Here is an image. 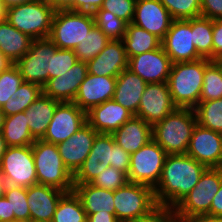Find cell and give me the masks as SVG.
<instances>
[{
  "mask_svg": "<svg viewBox=\"0 0 222 222\" xmlns=\"http://www.w3.org/2000/svg\"><path fill=\"white\" fill-rule=\"evenodd\" d=\"M38 184L72 192L73 175L65 167L56 144L35 140L32 144Z\"/></svg>",
  "mask_w": 222,
  "mask_h": 222,
  "instance_id": "277c9868",
  "label": "cell"
},
{
  "mask_svg": "<svg viewBox=\"0 0 222 222\" xmlns=\"http://www.w3.org/2000/svg\"><path fill=\"white\" fill-rule=\"evenodd\" d=\"M9 65H10L9 61L0 52V73Z\"/></svg>",
  "mask_w": 222,
  "mask_h": 222,
  "instance_id": "91938a15",
  "label": "cell"
},
{
  "mask_svg": "<svg viewBox=\"0 0 222 222\" xmlns=\"http://www.w3.org/2000/svg\"><path fill=\"white\" fill-rule=\"evenodd\" d=\"M191 31L198 54L213 60V20L203 16L192 18Z\"/></svg>",
  "mask_w": 222,
  "mask_h": 222,
  "instance_id": "d6a6232c",
  "label": "cell"
},
{
  "mask_svg": "<svg viewBox=\"0 0 222 222\" xmlns=\"http://www.w3.org/2000/svg\"><path fill=\"white\" fill-rule=\"evenodd\" d=\"M55 10L44 0H32L6 9V21L33 40L49 38Z\"/></svg>",
  "mask_w": 222,
  "mask_h": 222,
  "instance_id": "5b68a950",
  "label": "cell"
},
{
  "mask_svg": "<svg viewBox=\"0 0 222 222\" xmlns=\"http://www.w3.org/2000/svg\"><path fill=\"white\" fill-rule=\"evenodd\" d=\"M208 215L222 217V183L212 200L210 212Z\"/></svg>",
  "mask_w": 222,
  "mask_h": 222,
  "instance_id": "816d5d0a",
  "label": "cell"
},
{
  "mask_svg": "<svg viewBox=\"0 0 222 222\" xmlns=\"http://www.w3.org/2000/svg\"><path fill=\"white\" fill-rule=\"evenodd\" d=\"M104 0H74L73 6L69 11L93 14L100 9Z\"/></svg>",
  "mask_w": 222,
  "mask_h": 222,
  "instance_id": "c3c4849f",
  "label": "cell"
},
{
  "mask_svg": "<svg viewBox=\"0 0 222 222\" xmlns=\"http://www.w3.org/2000/svg\"><path fill=\"white\" fill-rule=\"evenodd\" d=\"M174 20L201 16V0H160Z\"/></svg>",
  "mask_w": 222,
  "mask_h": 222,
  "instance_id": "ab89813d",
  "label": "cell"
},
{
  "mask_svg": "<svg viewBox=\"0 0 222 222\" xmlns=\"http://www.w3.org/2000/svg\"><path fill=\"white\" fill-rule=\"evenodd\" d=\"M6 199L11 207V214H15V220L30 222V210L27 204V188L10 186L5 189Z\"/></svg>",
  "mask_w": 222,
  "mask_h": 222,
  "instance_id": "f35d334b",
  "label": "cell"
},
{
  "mask_svg": "<svg viewBox=\"0 0 222 222\" xmlns=\"http://www.w3.org/2000/svg\"><path fill=\"white\" fill-rule=\"evenodd\" d=\"M7 147L8 146L6 145V141L4 137L2 136V133L0 132V162L6 152Z\"/></svg>",
  "mask_w": 222,
  "mask_h": 222,
  "instance_id": "6f0895ef",
  "label": "cell"
},
{
  "mask_svg": "<svg viewBox=\"0 0 222 222\" xmlns=\"http://www.w3.org/2000/svg\"><path fill=\"white\" fill-rule=\"evenodd\" d=\"M4 118H5V115H4L3 111L0 109V132L2 131V127L4 124Z\"/></svg>",
  "mask_w": 222,
  "mask_h": 222,
  "instance_id": "6125c7cd",
  "label": "cell"
},
{
  "mask_svg": "<svg viewBox=\"0 0 222 222\" xmlns=\"http://www.w3.org/2000/svg\"><path fill=\"white\" fill-rule=\"evenodd\" d=\"M130 157L131 155L127 151H125L117 143H115L113 162L110 163V166L128 175L130 168Z\"/></svg>",
  "mask_w": 222,
  "mask_h": 222,
  "instance_id": "bcb514c9",
  "label": "cell"
},
{
  "mask_svg": "<svg viewBox=\"0 0 222 222\" xmlns=\"http://www.w3.org/2000/svg\"><path fill=\"white\" fill-rule=\"evenodd\" d=\"M115 87L116 77L97 76L87 73L73 102L80 109L88 112L92 107L111 100Z\"/></svg>",
  "mask_w": 222,
  "mask_h": 222,
  "instance_id": "ffe728a7",
  "label": "cell"
},
{
  "mask_svg": "<svg viewBox=\"0 0 222 222\" xmlns=\"http://www.w3.org/2000/svg\"><path fill=\"white\" fill-rule=\"evenodd\" d=\"M222 98V66L212 60L203 75V86L199 102Z\"/></svg>",
  "mask_w": 222,
  "mask_h": 222,
  "instance_id": "8d00e7d4",
  "label": "cell"
},
{
  "mask_svg": "<svg viewBox=\"0 0 222 222\" xmlns=\"http://www.w3.org/2000/svg\"><path fill=\"white\" fill-rule=\"evenodd\" d=\"M201 16L211 20L222 19V0H201Z\"/></svg>",
  "mask_w": 222,
  "mask_h": 222,
  "instance_id": "7dc6e473",
  "label": "cell"
},
{
  "mask_svg": "<svg viewBox=\"0 0 222 222\" xmlns=\"http://www.w3.org/2000/svg\"><path fill=\"white\" fill-rule=\"evenodd\" d=\"M212 60L173 63L167 84L177 108L194 109L199 103L205 67Z\"/></svg>",
  "mask_w": 222,
  "mask_h": 222,
  "instance_id": "7a4b0ae2",
  "label": "cell"
},
{
  "mask_svg": "<svg viewBox=\"0 0 222 222\" xmlns=\"http://www.w3.org/2000/svg\"><path fill=\"white\" fill-rule=\"evenodd\" d=\"M206 169L187 154H168L159 182L153 188L156 204L174 208L195 187Z\"/></svg>",
  "mask_w": 222,
  "mask_h": 222,
  "instance_id": "6da1fadb",
  "label": "cell"
},
{
  "mask_svg": "<svg viewBox=\"0 0 222 222\" xmlns=\"http://www.w3.org/2000/svg\"><path fill=\"white\" fill-rule=\"evenodd\" d=\"M55 11L69 10L73 6L74 0H44Z\"/></svg>",
  "mask_w": 222,
  "mask_h": 222,
  "instance_id": "db71d44e",
  "label": "cell"
},
{
  "mask_svg": "<svg viewBox=\"0 0 222 222\" xmlns=\"http://www.w3.org/2000/svg\"><path fill=\"white\" fill-rule=\"evenodd\" d=\"M110 42V39L96 25L74 49L78 61L88 62L96 57Z\"/></svg>",
  "mask_w": 222,
  "mask_h": 222,
  "instance_id": "d590c367",
  "label": "cell"
},
{
  "mask_svg": "<svg viewBox=\"0 0 222 222\" xmlns=\"http://www.w3.org/2000/svg\"><path fill=\"white\" fill-rule=\"evenodd\" d=\"M73 191L80 198L86 216L96 212L115 215L114 191L90 183L74 184Z\"/></svg>",
  "mask_w": 222,
  "mask_h": 222,
  "instance_id": "4316f807",
  "label": "cell"
},
{
  "mask_svg": "<svg viewBox=\"0 0 222 222\" xmlns=\"http://www.w3.org/2000/svg\"><path fill=\"white\" fill-rule=\"evenodd\" d=\"M95 25L110 40H122L125 36L127 23L109 11L98 9L93 13Z\"/></svg>",
  "mask_w": 222,
  "mask_h": 222,
  "instance_id": "74e56055",
  "label": "cell"
},
{
  "mask_svg": "<svg viewBox=\"0 0 222 222\" xmlns=\"http://www.w3.org/2000/svg\"><path fill=\"white\" fill-rule=\"evenodd\" d=\"M173 20L160 0H136L132 23L160 40L166 35Z\"/></svg>",
  "mask_w": 222,
  "mask_h": 222,
  "instance_id": "ac0fdd59",
  "label": "cell"
},
{
  "mask_svg": "<svg viewBox=\"0 0 222 222\" xmlns=\"http://www.w3.org/2000/svg\"><path fill=\"white\" fill-rule=\"evenodd\" d=\"M52 222H87L81 200L74 191L67 192L60 198Z\"/></svg>",
  "mask_w": 222,
  "mask_h": 222,
  "instance_id": "836d02e7",
  "label": "cell"
},
{
  "mask_svg": "<svg viewBox=\"0 0 222 222\" xmlns=\"http://www.w3.org/2000/svg\"><path fill=\"white\" fill-rule=\"evenodd\" d=\"M57 49L49 38L32 40L29 51L15 63L23 81L43 88L50 79L51 58Z\"/></svg>",
  "mask_w": 222,
  "mask_h": 222,
  "instance_id": "8fae6325",
  "label": "cell"
},
{
  "mask_svg": "<svg viewBox=\"0 0 222 222\" xmlns=\"http://www.w3.org/2000/svg\"><path fill=\"white\" fill-rule=\"evenodd\" d=\"M87 73V63L78 61L66 73L49 79L43 93L59 102H73Z\"/></svg>",
  "mask_w": 222,
  "mask_h": 222,
  "instance_id": "cb8c5ba5",
  "label": "cell"
},
{
  "mask_svg": "<svg viewBox=\"0 0 222 222\" xmlns=\"http://www.w3.org/2000/svg\"><path fill=\"white\" fill-rule=\"evenodd\" d=\"M10 222H27V221H24V220H12Z\"/></svg>",
  "mask_w": 222,
  "mask_h": 222,
  "instance_id": "e7e4bbea",
  "label": "cell"
},
{
  "mask_svg": "<svg viewBox=\"0 0 222 222\" xmlns=\"http://www.w3.org/2000/svg\"><path fill=\"white\" fill-rule=\"evenodd\" d=\"M32 40L6 20L0 22V52L10 64H15L29 51Z\"/></svg>",
  "mask_w": 222,
  "mask_h": 222,
  "instance_id": "f1b7e54d",
  "label": "cell"
},
{
  "mask_svg": "<svg viewBox=\"0 0 222 222\" xmlns=\"http://www.w3.org/2000/svg\"><path fill=\"white\" fill-rule=\"evenodd\" d=\"M112 135L115 142L130 155L153 139L152 126L135 115Z\"/></svg>",
  "mask_w": 222,
  "mask_h": 222,
  "instance_id": "484cf974",
  "label": "cell"
},
{
  "mask_svg": "<svg viewBox=\"0 0 222 222\" xmlns=\"http://www.w3.org/2000/svg\"><path fill=\"white\" fill-rule=\"evenodd\" d=\"M146 85L147 83L140 76L127 68L116 77L112 99L136 115Z\"/></svg>",
  "mask_w": 222,
  "mask_h": 222,
  "instance_id": "d4e9b609",
  "label": "cell"
},
{
  "mask_svg": "<svg viewBox=\"0 0 222 222\" xmlns=\"http://www.w3.org/2000/svg\"><path fill=\"white\" fill-rule=\"evenodd\" d=\"M115 139L112 134L98 133L91 151L78 171L73 175L74 184L90 183L113 162Z\"/></svg>",
  "mask_w": 222,
  "mask_h": 222,
  "instance_id": "5bb4252c",
  "label": "cell"
},
{
  "mask_svg": "<svg viewBox=\"0 0 222 222\" xmlns=\"http://www.w3.org/2000/svg\"><path fill=\"white\" fill-rule=\"evenodd\" d=\"M1 133L8 147L27 146L35 142L27 124L25 112L5 116Z\"/></svg>",
  "mask_w": 222,
  "mask_h": 222,
  "instance_id": "4dcf8cb0",
  "label": "cell"
},
{
  "mask_svg": "<svg viewBox=\"0 0 222 222\" xmlns=\"http://www.w3.org/2000/svg\"><path fill=\"white\" fill-rule=\"evenodd\" d=\"M176 108L167 82L150 83L146 85L135 116L154 126Z\"/></svg>",
  "mask_w": 222,
  "mask_h": 222,
  "instance_id": "9a60e30c",
  "label": "cell"
},
{
  "mask_svg": "<svg viewBox=\"0 0 222 222\" xmlns=\"http://www.w3.org/2000/svg\"><path fill=\"white\" fill-rule=\"evenodd\" d=\"M98 133L86 122L66 141L57 144L65 167L74 175L89 155Z\"/></svg>",
  "mask_w": 222,
  "mask_h": 222,
  "instance_id": "d6986e66",
  "label": "cell"
},
{
  "mask_svg": "<svg viewBox=\"0 0 222 222\" xmlns=\"http://www.w3.org/2000/svg\"><path fill=\"white\" fill-rule=\"evenodd\" d=\"M126 222H179L173 208L158 205L148 215Z\"/></svg>",
  "mask_w": 222,
  "mask_h": 222,
  "instance_id": "f6af8a7d",
  "label": "cell"
},
{
  "mask_svg": "<svg viewBox=\"0 0 222 222\" xmlns=\"http://www.w3.org/2000/svg\"><path fill=\"white\" fill-rule=\"evenodd\" d=\"M172 61L160 46L156 50L145 52L128 61V69L140 76L147 84L167 82Z\"/></svg>",
  "mask_w": 222,
  "mask_h": 222,
  "instance_id": "e0dca14e",
  "label": "cell"
},
{
  "mask_svg": "<svg viewBox=\"0 0 222 222\" xmlns=\"http://www.w3.org/2000/svg\"><path fill=\"white\" fill-rule=\"evenodd\" d=\"M122 40L128 59L156 50L161 46V40L158 37L133 23L127 24L125 36Z\"/></svg>",
  "mask_w": 222,
  "mask_h": 222,
  "instance_id": "f546056e",
  "label": "cell"
},
{
  "mask_svg": "<svg viewBox=\"0 0 222 222\" xmlns=\"http://www.w3.org/2000/svg\"><path fill=\"white\" fill-rule=\"evenodd\" d=\"M87 222H119L112 213H93L87 216Z\"/></svg>",
  "mask_w": 222,
  "mask_h": 222,
  "instance_id": "f5cc1de1",
  "label": "cell"
},
{
  "mask_svg": "<svg viewBox=\"0 0 222 222\" xmlns=\"http://www.w3.org/2000/svg\"><path fill=\"white\" fill-rule=\"evenodd\" d=\"M66 192L42 184L27 188L30 222H52L56 206Z\"/></svg>",
  "mask_w": 222,
  "mask_h": 222,
  "instance_id": "603a6c76",
  "label": "cell"
},
{
  "mask_svg": "<svg viewBox=\"0 0 222 222\" xmlns=\"http://www.w3.org/2000/svg\"><path fill=\"white\" fill-rule=\"evenodd\" d=\"M6 186H7V182L3 178V176L0 174V198L4 197L5 195Z\"/></svg>",
  "mask_w": 222,
  "mask_h": 222,
  "instance_id": "680465c9",
  "label": "cell"
},
{
  "mask_svg": "<svg viewBox=\"0 0 222 222\" xmlns=\"http://www.w3.org/2000/svg\"><path fill=\"white\" fill-rule=\"evenodd\" d=\"M214 61H215L218 65L222 66V53H220V54L214 59Z\"/></svg>",
  "mask_w": 222,
  "mask_h": 222,
  "instance_id": "be15d7a7",
  "label": "cell"
},
{
  "mask_svg": "<svg viewBox=\"0 0 222 222\" xmlns=\"http://www.w3.org/2000/svg\"><path fill=\"white\" fill-rule=\"evenodd\" d=\"M58 103L59 101L42 93L24 111L30 132L35 140H41L44 137Z\"/></svg>",
  "mask_w": 222,
  "mask_h": 222,
  "instance_id": "83f0119b",
  "label": "cell"
},
{
  "mask_svg": "<svg viewBox=\"0 0 222 222\" xmlns=\"http://www.w3.org/2000/svg\"><path fill=\"white\" fill-rule=\"evenodd\" d=\"M15 220V214H11V207L6 197L0 198V222Z\"/></svg>",
  "mask_w": 222,
  "mask_h": 222,
  "instance_id": "f907efd6",
  "label": "cell"
},
{
  "mask_svg": "<svg viewBox=\"0 0 222 222\" xmlns=\"http://www.w3.org/2000/svg\"><path fill=\"white\" fill-rule=\"evenodd\" d=\"M194 111L199 125L222 133V98L199 102Z\"/></svg>",
  "mask_w": 222,
  "mask_h": 222,
  "instance_id": "e575fe53",
  "label": "cell"
},
{
  "mask_svg": "<svg viewBox=\"0 0 222 222\" xmlns=\"http://www.w3.org/2000/svg\"><path fill=\"white\" fill-rule=\"evenodd\" d=\"M2 4L6 7L9 8L14 5H19V4H25L28 3L32 0H0Z\"/></svg>",
  "mask_w": 222,
  "mask_h": 222,
  "instance_id": "9f6ffc18",
  "label": "cell"
},
{
  "mask_svg": "<svg viewBox=\"0 0 222 222\" xmlns=\"http://www.w3.org/2000/svg\"><path fill=\"white\" fill-rule=\"evenodd\" d=\"M0 174L10 186L38 184L32 145L9 146L0 162Z\"/></svg>",
  "mask_w": 222,
  "mask_h": 222,
  "instance_id": "30bf717a",
  "label": "cell"
},
{
  "mask_svg": "<svg viewBox=\"0 0 222 222\" xmlns=\"http://www.w3.org/2000/svg\"><path fill=\"white\" fill-rule=\"evenodd\" d=\"M6 7L0 1V22L6 20Z\"/></svg>",
  "mask_w": 222,
  "mask_h": 222,
  "instance_id": "94428289",
  "label": "cell"
},
{
  "mask_svg": "<svg viewBox=\"0 0 222 222\" xmlns=\"http://www.w3.org/2000/svg\"><path fill=\"white\" fill-rule=\"evenodd\" d=\"M222 53V19L213 20V60Z\"/></svg>",
  "mask_w": 222,
  "mask_h": 222,
  "instance_id": "681fc988",
  "label": "cell"
},
{
  "mask_svg": "<svg viewBox=\"0 0 222 222\" xmlns=\"http://www.w3.org/2000/svg\"><path fill=\"white\" fill-rule=\"evenodd\" d=\"M127 182V175L124 172L109 166L99 173L90 184L106 190L115 191Z\"/></svg>",
  "mask_w": 222,
  "mask_h": 222,
  "instance_id": "b9f144b4",
  "label": "cell"
},
{
  "mask_svg": "<svg viewBox=\"0 0 222 222\" xmlns=\"http://www.w3.org/2000/svg\"><path fill=\"white\" fill-rule=\"evenodd\" d=\"M222 183V168H207L195 187L173 208L179 222L206 215Z\"/></svg>",
  "mask_w": 222,
  "mask_h": 222,
  "instance_id": "8992f818",
  "label": "cell"
},
{
  "mask_svg": "<svg viewBox=\"0 0 222 222\" xmlns=\"http://www.w3.org/2000/svg\"><path fill=\"white\" fill-rule=\"evenodd\" d=\"M87 114V123L101 134H113L133 114L113 99L92 107Z\"/></svg>",
  "mask_w": 222,
  "mask_h": 222,
  "instance_id": "44dd1931",
  "label": "cell"
},
{
  "mask_svg": "<svg viewBox=\"0 0 222 222\" xmlns=\"http://www.w3.org/2000/svg\"><path fill=\"white\" fill-rule=\"evenodd\" d=\"M94 26L91 13L58 10L53 17L49 39L58 49L74 50Z\"/></svg>",
  "mask_w": 222,
  "mask_h": 222,
  "instance_id": "52a82bcc",
  "label": "cell"
},
{
  "mask_svg": "<svg viewBox=\"0 0 222 222\" xmlns=\"http://www.w3.org/2000/svg\"><path fill=\"white\" fill-rule=\"evenodd\" d=\"M186 154L207 168H222V133L197 123Z\"/></svg>",
  "mask_w": 222,
  "mask_h": 222,
  "instance_id": "2e32d148",
  "label": "cell"
},
{
  "mask_svg": "<svg viewBox=\"0 0 222 222\" xmlns=\"http://www.w3.org/2000/svg\"><path fill=\"white\" fill-rule=\"evenodd\" d=\"M136 0H104L101 9L109 11L127 24L132 23Z\"/></svg>",
  "mask_w": 222,
  "mask_h": 222,
  "instance_id": "ee69618b",
  "label": "cell"
},
{
  "mask_svg": "<svg viewBox=\"0 0 222 222\" xmlns=\"http://www.w3.org/2000/svg\"><path fill=\"white\" fill-rule=\"evenodd\" d=\"M128 61L123 40H110L96 57L87 62V70L97 76L117 77L128 68Z\"/></svg>",
  "mask_w": 222,
  "mask_h": 222,
  "instance_id": "7402d4cb",
  "label": "cell"
},
{
  "mask_svg": "<svg viewBox=\"0 0 222 222\" xmlns=\"http://www.w3.org/2000/svg\"><path fill=\"white\" fill-rule=\"evenodd\" d=\"M77 62L78 58L74 50L57 49L51 58L50 79L66 73Z\"/></svg>",
  "mask_w": 222,
  "mask_h": 222,
  "instance_id": "7bdbcfd3",
  "label": "cell"
},
{
  "mask_svg": "<svg viewBox=\"0 0 222 222\" xmlns=\"http://www.w3.org/2000/svg\"><path fill=\"white\" fill-rule=\"evenodd\" d=\"M182 222H222V217L206 215H196Z\"/></svg>",
  "mask_w": 222,
  "mask_h": 222,
  "instance_id": "11a10c76",
  "label": "cell"
},
{
  "mask_svg": "<svg viewBox=\"0 0 222 222\" xmlns=\"http://www.w3.org/2000/svg\"><path fill=\"white\" fill-rule=\"evenodd\" d=\"M86 122V112L74 102H59L41 140L57 145L66 141Z\"/></svg>",
  "mask_w": 222,
  "mask_h": 222,
  "instance_id": "7c38bea8",
  "label": "cell"
},
{
  "mask_svg": "<svg viewBox=\"0 0 222 222\" xmlns=\"http://www.w3.org/2000/svg\"><path fill=\"white\" fill-rule=\"evenodd\" d=\"M43 93V88L37 84L22 82L16 92L1 106L5 116L24 112Z\"/></svg>",
  "mask_w": 222,
  "mask_h": 222,
  "instance_id": "1f68e13d",
  "label": "cell"
},
{
  "mask_svg": "<svg viewBox=\"0 0 222 222\" xmlns=\"http://www.w3.org/2000/svg\"><path fill=\"white\" fill-rule=\"evenodd\" d=\"M115 216L119 222H126L148 215L158 205L152 187L127 182L114 191Z\"/></svg>",
  "mask_w": 222,
  "mask_h": 222,
  "instance_id": "ba28073f",
  "label": "cell"
},
{
  "mask_svg": "<svg viewBox=\"0 0 222 222\" xmlns=\"http://www.w3.org/2000/svg\"><path fill=\"white\" fill-rule=\"evenodd\" d=\"M167 153L153 139L131 154L128 182L154 188L161 177Z\"/></svg>",
  "mask_w": 222,
  "mask_h": 222,
  "instance_id": "9c48e42d",
  "label": "cell"
},
{
  "mask_svg": "<svg viewBox=\"0 0 222 222\" xmlns=\"http://www.w3.org/2000/svg\"><path fill=\"white\" fill-rule=\"evenodd\" d=\"M196 125L194 109L176 108L152 126V137L167 154H186Z\"/></svg>",
  "mask_w": 222,
  "mask_h": 222,
  "instance_id": "3957f363",
  "label": "cell"
},
{
  "mask_svg": "<svg viewBox=\"0 0 222 222\" xmlns=\"http://www.w3.org/2000/svg\"><path fill=\"white\" fill-rule=\"evenodd\" d=\"M23 82L15 64H10L0 73V108L16 92Z\"/></svg>",
  "mask_w": 222,
  "mask_h": 222,
  "instance_id": "60d3db41",
  "label": "cell"
},
{
  "mask_svg": "<svg viewBox=\"0 0 222 222\" xmlns=\"http://www.w3.org/2000/svg\"><path fill=\"white\" fill-rule=\"evenodd\" d=\"M161 46L172 63L193 62L202 59L193 44L191 19L173 20L161 40Z\"/></svg>",
  "mask_w": 222,
  "mask_h": 222,
  "instance_id": "4fadbf2b",
  "label": "cell"
}]
</instances>
